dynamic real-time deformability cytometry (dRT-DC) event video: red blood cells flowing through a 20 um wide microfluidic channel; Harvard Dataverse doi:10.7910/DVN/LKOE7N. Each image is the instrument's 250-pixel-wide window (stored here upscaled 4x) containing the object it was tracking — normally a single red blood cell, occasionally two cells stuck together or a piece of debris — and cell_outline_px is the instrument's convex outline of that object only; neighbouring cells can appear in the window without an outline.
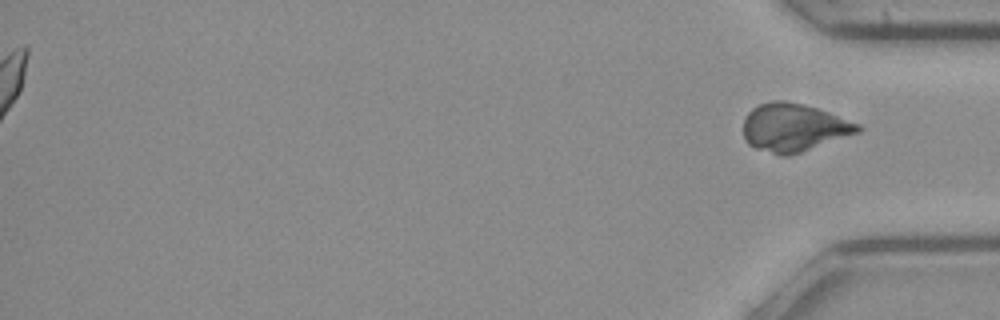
{"species": "common noctule bat (a hibernating species)", "species_latin": "Nyctalus noctula", "temperature_condition": "cold", "stored_images_in_passage": 47, "segment_of_instrument_passage": [2, 2], "camera_frame_rate_fps": 3000, "um_per_image_px": 0.085, "animal": {"sex": "female", "body_mass_g": 21.9}, "frame": {"image": 1, "passage_image": 47, "time_ms": 15.333, "image_size_px": [1000, 320], "cell_outline_px": [[864, 128], [860, 132], [788, 156], [780, 156], [756, 148], [748, 144], [744, 140], [744, 116], [752, 108], [760, 104], [772, 100], [784, 100], [804, 104], [828, 112], [860, 124]], "centroid_in_image_um": [67.45, 10.83], "position_along_channel_um": 367.7, "area_um2": 32.08}}